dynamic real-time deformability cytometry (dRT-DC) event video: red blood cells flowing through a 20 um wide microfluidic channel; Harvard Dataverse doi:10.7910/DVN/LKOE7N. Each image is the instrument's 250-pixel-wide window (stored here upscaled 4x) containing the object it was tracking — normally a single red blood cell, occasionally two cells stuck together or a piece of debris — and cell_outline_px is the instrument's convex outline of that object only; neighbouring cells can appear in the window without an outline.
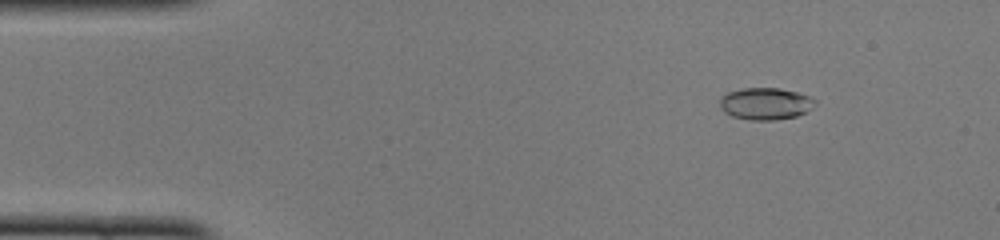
{"species": "common noctule bat (a hibernating species)", "species_latin": "Nyctalus noctula", "temperature_condition": "cold", "stored_images_in_passage": 44, "camera_frame_rate_fps": 3000, "um_per_image_px": 0.085, "animal": {"sex": "female", "body_mass_g": 22.0, "forearm_length_mm": 56.7}, "frame": {"image": 1, "passage_image": 1, "time_ms": 0.0, "image_size_px": [1000, 240], "cell_outline_px": [[816, 104], [804, 112], [796, 116], [772, 120], [752, 120], [732, 116], [724, 112], [720, 108], [720, 96], [728, 92], [744, 88], [780, 88], [796, 92], [808, 96], [816, 100]], "centroid_in_image_um": [65.03, 8.8], "position_along_channel_um": 20.0, "area_um2": 17.63}}
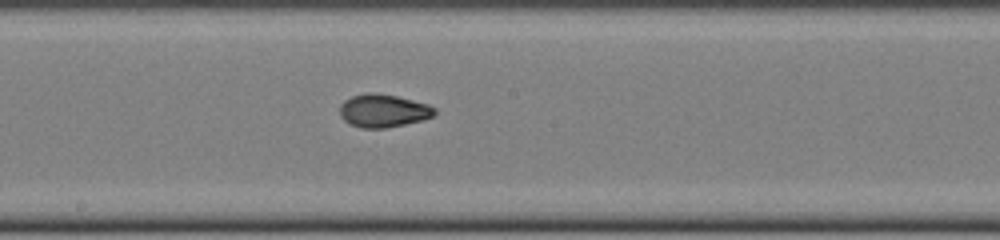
{"frame": {"image": 2, "passage_image": 21, "time_ms": 6.667, "image_size_px": [1000, 240], "cell_outline_px": [[436, 112], [432, 116], [424, 120], [388, 128], [360, 128], [348, 124], [340, 116], [340, 104], [344, 100], [352, 96], [368, 92], [372, 92], [396, 96], [428, 104], [436, 108]], "centroid_in_image_um": [32.56, 9.42], "position_along_channel_um": 215.6, "area_um2": 18.44}}
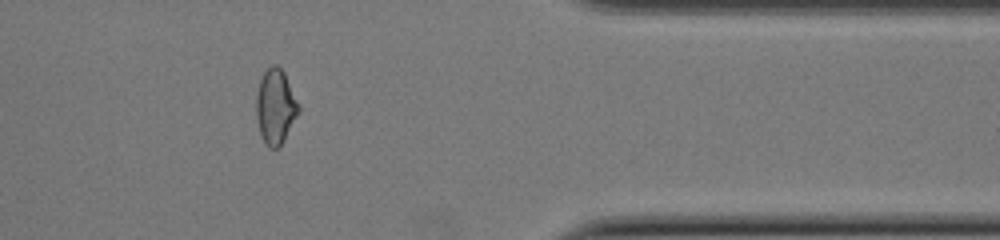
{"frame": {"image": 3, "passage_image": 35, "time_ms": 11.333, "image_size_px": [1000, 240], "cell_outline_px": [[300, 112], [284, 140], [276, 148], [268, 148], [264, 144], [260, 136], [256, 116], [256, 96], [260, 80], [264, 72], [272, 64], [276, 64], [284, 72], [300, 108]], "centroid_in_image_um": [23.4, 9.09], "position_along_channel_um": 388.0, "area_um2": 18.5}, "authors_computed_cell_mechanics": {"area_um2": 17.9758, "velocity_mm_per_s": 4.115, "shape_relaxation_time_tau1_ms": 6.4076, "shape_relaxation_time_tau2_ms": 1.2281, "deformation_change_tau1": 0.1937, "deformation_change_tau2": 0.0539}}